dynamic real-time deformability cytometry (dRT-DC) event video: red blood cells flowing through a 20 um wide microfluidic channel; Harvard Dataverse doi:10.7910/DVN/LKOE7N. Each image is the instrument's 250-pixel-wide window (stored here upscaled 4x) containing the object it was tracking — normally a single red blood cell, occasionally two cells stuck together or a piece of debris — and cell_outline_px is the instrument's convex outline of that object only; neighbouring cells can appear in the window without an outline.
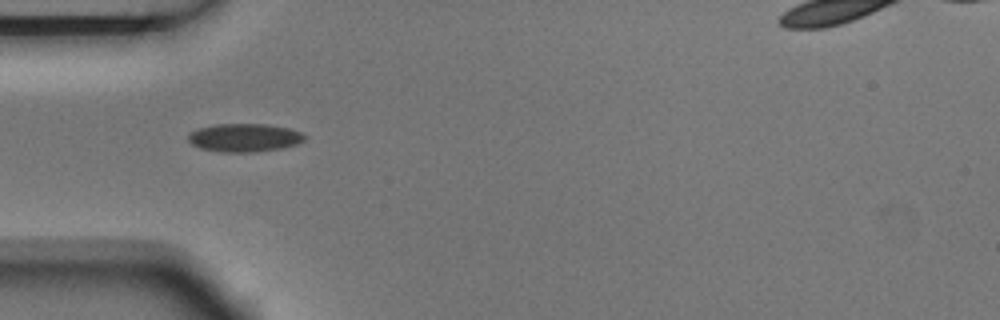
{"species": "Egyptian fruit bat (a non-hibernating species)", "species_latin": "Rousettus aegyptiacus", "temperature_condition": "room temperature", "stored_images_in_passage": 5, "camera_frame_rate_fps": 3000, "um_per_image_px": 0.085, "animal": {"sex": "male"}, "frame": {"image": 1, "passage_image": 1, "time_ms": 0.0, "image_size_px": [1000, 320], "cell_outline_px": [[308, 136], [304, 140], [296, 144], [284, 148], [252, 152], [224, 152], [200, 148], [192, 144], [188, 140], [188, 136], [192, 132], [200, 128], [216, 124], [264, 124], [288, 128], [300, 132]], "centroid_in_image_um": [20.8, 11.7], "position_along_channel_um": 64.2, "area_um2": 19.02}}
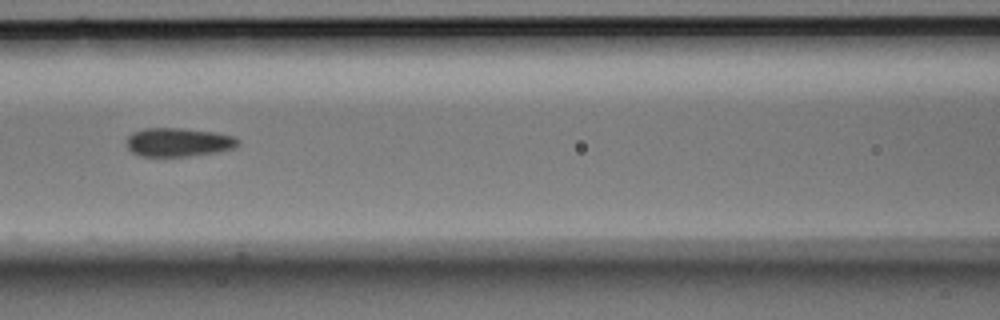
{"frame": {"image": 2, "passage_image": 3, "time_ms": 0.667, "image_size_px": [1000, 320], "cell_outline_px": [[240, 144], [232, 148], [216, 152], [188, 156], [140, 156], [132, 152], [128, 148], [128, 136], [132, 132], [144, 128], [180, 128], [212, 132], [236, 136], [240, 140]], "centroid_in_image_um": [15.17, 12.08], "position_along_channel_um": 151.4, "area_um2": 18.55}}
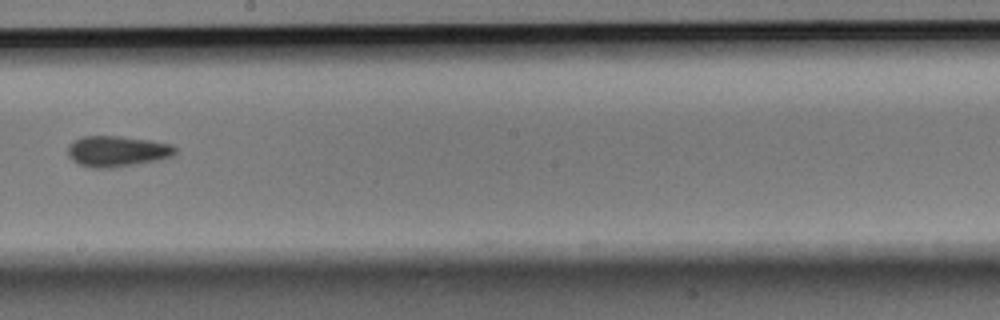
{"frame": {"image": 3, "passage_image": 5, "time_ms": 1.333, "image_size_px": [1000, 320], "cell_outline_px": [[176, 152], [172, 156], [160, 160], [112, 168], [88, 168], [76, 164], [68, 156], [68, 144], [72, 140], [84, 136], [120, 136], [148, 140], [172, 144], [176, 148]], "centroid_in_image_um": [9.91, 12.87], "position_along_channel_um": 238.3, "area_um2": 19.59}}